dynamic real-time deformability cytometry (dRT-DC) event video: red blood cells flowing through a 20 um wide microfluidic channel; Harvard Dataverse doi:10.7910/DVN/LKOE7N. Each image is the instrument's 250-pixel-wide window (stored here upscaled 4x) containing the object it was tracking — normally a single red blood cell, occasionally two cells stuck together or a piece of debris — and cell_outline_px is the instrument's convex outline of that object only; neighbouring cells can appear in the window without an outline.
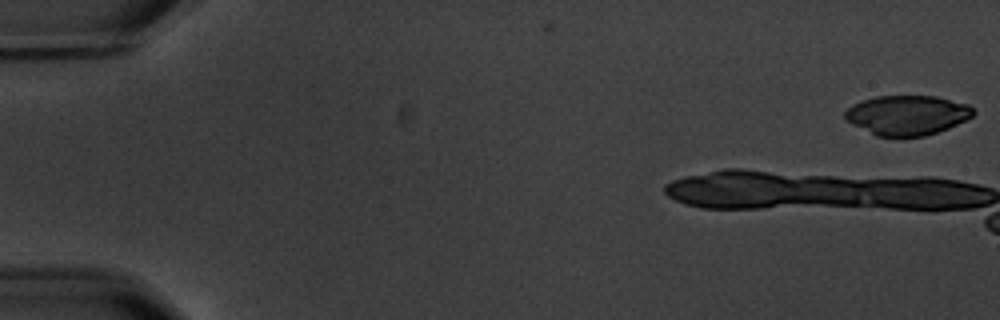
{"species": "common noctule bat (a hibernating species)", "species_latin": "Nyctalus noctula", "temperature_condition": "warm", "stored_images_in_passage": 4, "camera_frame_rate_fps": 3000, "um_per_image_px": 0.085, "animal": {"sex": "male", "body_mass_g": 20.1, "forearm_length_mm": 53.5}, "frame": {"image": 1, "passage_image": 1, "time_ms": 0.0, "image_size_px": [1000, 320], "cell_outline_px": [[976, 112], [972, 116], [948, 128], [924, 136], [876, 136], [844, 120], [844, 112], [852, 104], [876, 96], [936, 96], [968, 104]], "centroid_in_image_um": [77.08, 9.78], "position_along_channel_um": 7.9, "area_um2": 29.54}}